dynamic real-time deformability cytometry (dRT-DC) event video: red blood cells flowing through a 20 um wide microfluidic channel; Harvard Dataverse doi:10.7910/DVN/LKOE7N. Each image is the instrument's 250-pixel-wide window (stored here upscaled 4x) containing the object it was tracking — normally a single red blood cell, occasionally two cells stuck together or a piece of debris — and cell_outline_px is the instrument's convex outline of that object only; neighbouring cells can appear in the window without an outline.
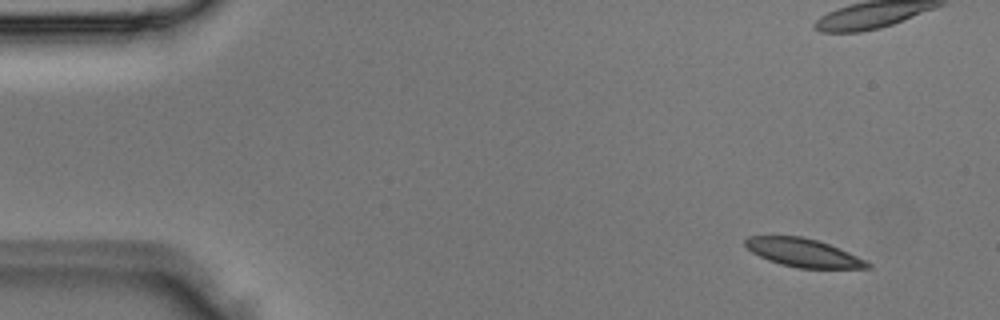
{"species": "Egyptian fruit bat (a non-hibernating species)", "species_latin": "Rousettus aegyptiacus", "temperature_condition": "room temperature", "stored_images_in_passage": 3, "camera_frame_rate_fps": 3000, "um_per_image_px": 0.085, "animal": {"sex": "male"}, "frame": {"image": 1, "passage_image": 1, "time_ms": 0.0, "image_size_px": [1000, 320], "cell_outline_px": [[872, 268], [800, 268], [780, 264], [768, 260], [752, 252], [744, 244], [744, 240], [748, 236], [800, 236], [816, 240], [828, 244], [848, 252], [872, 264]], "centroid_in_image_um": [68.25, 21.48], "position_along_channel_um": 16.7, "area_um2": 19.88}}